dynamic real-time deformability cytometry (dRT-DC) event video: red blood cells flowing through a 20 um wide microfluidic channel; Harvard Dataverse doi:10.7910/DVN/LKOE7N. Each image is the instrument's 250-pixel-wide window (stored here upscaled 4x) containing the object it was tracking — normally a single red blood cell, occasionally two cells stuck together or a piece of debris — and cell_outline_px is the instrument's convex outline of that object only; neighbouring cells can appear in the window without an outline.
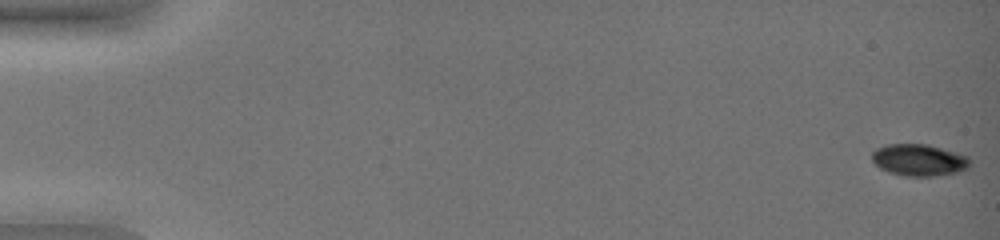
{"species": "common noctule bat (a hibernating species)", "species_latin": "Nyctalus noctula", "temperature_condition": "warm", "stored_images_in_passage": 50, "camera_frame_rate_fps": 3000, "um_per_image_px": 0.085, "animal": {"sex": "female", "body_mass_g": 19.0, "forearm_length_mm": 51.5}, "frame": {"image": 1, "passage_image": 1, "time_ms": 0.0, "image_size_px": [1000, 240], "cell_outline_px": [[972, 164], [968, 168], [956, 172], [936, 176], [904, 176], [888, 172], [880, 168], [872, 160], [872, 152], [876, 148], [884, 144], [928, 144], [956, 152], [968, 156], [972, 160]], "centroid_in_image_um": [78.13, 13.6], "position_along_channel_um": 6.9, "area_um2": 18.38}}
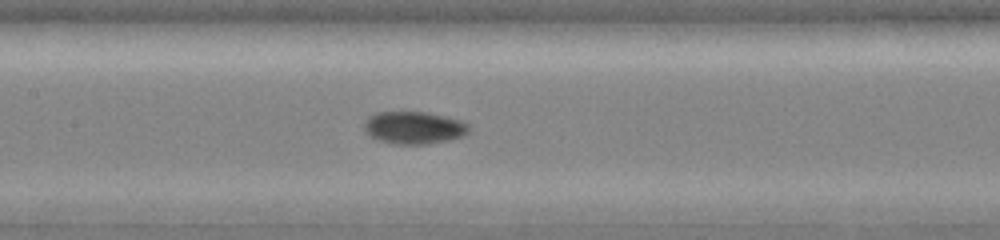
{"frame": {"image": 2, "passage_image": 27, "time_ms": 8.667, "image_size_px": [1000, 240], "cell_outline_px": [[468, 132], [464, 136], [448, 140], [428, 144], [392, 144], [368, 136], [364, 128], [364, 120], [368, 116], [376, 112], [424, 112], [464, 120], [468, 124]], "centroid_in_image_um": [35.17, 10.85], "position_along_channel_um": 172.2, "area_um2": 20.0}}
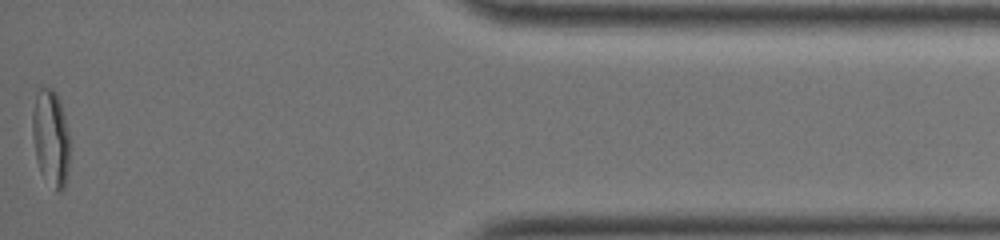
{"frame": {"image": 3, "passage_image": 50, "time_ms": 16.333, "image_size_px": [1000, 240], "cell_outline_px": [[68, 172], [64, 188], [60, 192], [56, 192], [40, 172], [36, 160], [32, 136], [32, 112], [36, 96], [40, 84], [52, 88], [56, 92], [60, 100], [68, 132]], "centroid_in_image_um": [4.29, 11.7], "position_along_channel_um": 430.9, "area_um2": 21.21}, "authors_computed_cell_mechanics": {"area_um2": 19.1607, "velocity_mm_per_s": 4.0042, "shape_relaxation_time_tau1_ms": 10.7873, "shape_relaxation_time_tau2_ms": 1.3218, "deformation_change_tau1": 0.2918, "deformation_change_tau2": 0.0338}}